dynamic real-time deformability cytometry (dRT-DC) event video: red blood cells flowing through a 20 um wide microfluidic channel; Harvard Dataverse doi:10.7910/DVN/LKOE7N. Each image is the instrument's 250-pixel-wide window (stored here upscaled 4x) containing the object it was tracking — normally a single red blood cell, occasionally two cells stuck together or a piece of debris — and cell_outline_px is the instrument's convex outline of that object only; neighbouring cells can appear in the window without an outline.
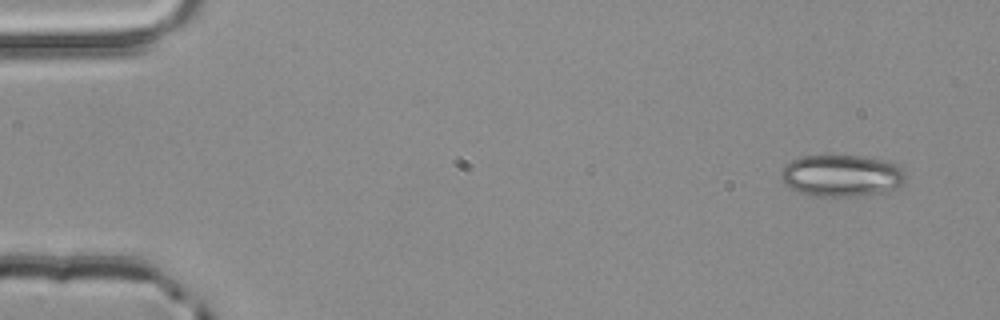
{"species": "common noctule bat (a hibernating species)", "species_latin": "Nyctalus noctula", "temperature_condition": "room temperature", "stored_images_in_passage": 5, "camera_frame_rate_fps": 3000, "um_per_image_px": 0.085, "animal": {"sex": "male", "body_mass_g": 20.4}, "frame": {"image": 1, "passage_image": 1, "time_ms": 0.0, "image_size_px": [1000, 320], "cell_outline_px": [[908, 180], [904, 184], [896, 188], [884, 192], [852, 196], [812, 196], [800, 192], [784, 184], [780, 180], [780, 172], [784, 164], [800, 156], [860, 156], [884, 160], [896, 164], [908, 176]], "centroid_in_image_um": [71.53, 14.93], "position_along_channel_um": 13.5, "area_um2": 30.63}}
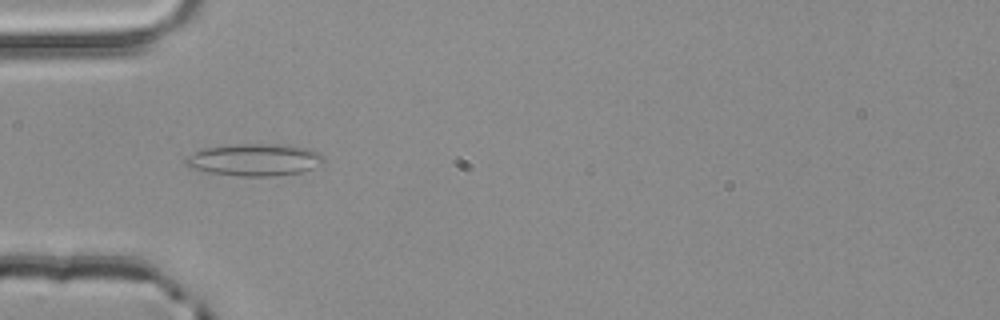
{"frame": {"image": 2, "passage_image": 4, "time_ms": 1.0, "image_size_px": [1000, 320], "cell_outline_px": [[324, 164], [300, 172], [272, 176], [240, 176], [208, 172], [188, 168], [184, 164], [184, 156], [204, 148], [236, 144], [288, 144], [308, 148], [320, 152], [324, 156]], "centroid_in_image_um": [21.63, 13.57], "position_along_channel_um": 63.4, "area_um2": 26.24}}
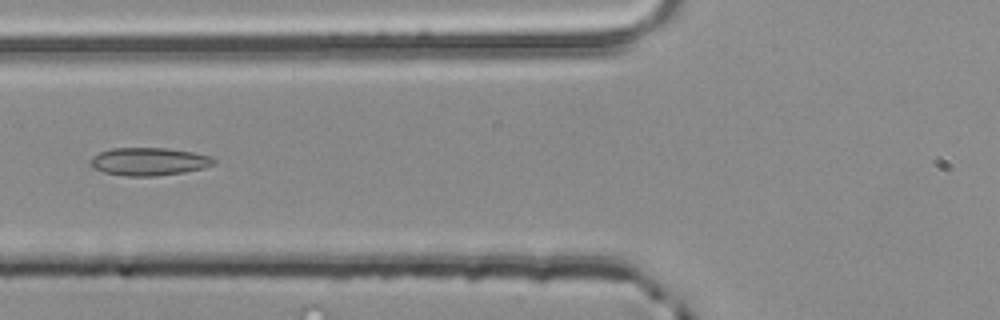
{"frame": {"image": 3, "passage_image": 5, "time_ms": 1.333, "image_size_px": [1000, 320], "cell_outline_px": [[216, 164], [204, 168], [184, 172], [156, 176], [124, 176], [104, 172], [96, 168], [92, 164], [92, 156], [100, 152], [112, 148], [164, 148], [192, 152], [212, 156], [216, 160]], "centroid_in_image_um": [12.72, 13.73], "position_along_channel_um": 113.1, "area_um2": 19.94}}